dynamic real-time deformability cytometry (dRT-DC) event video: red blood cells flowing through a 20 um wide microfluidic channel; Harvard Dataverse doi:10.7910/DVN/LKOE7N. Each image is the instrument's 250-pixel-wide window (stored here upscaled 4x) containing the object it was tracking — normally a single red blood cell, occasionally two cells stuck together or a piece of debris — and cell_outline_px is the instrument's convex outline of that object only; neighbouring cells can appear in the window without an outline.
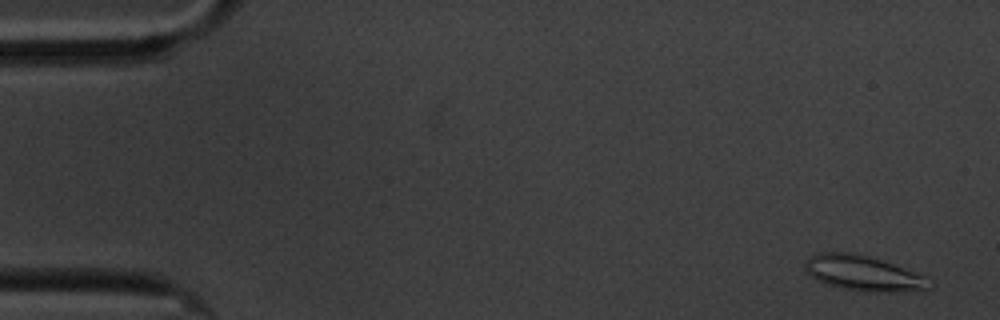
{"species": "common noctule bat (a hibernating species)", "species_latin": "Nyctalus noctula", "temperature_condition": "cold", "stored_images_in_passage": 5, "camera_frame_rate_fps": 3000, "um_per_image_px": 0.085, "animal": {"sex": "male", "body_mass_g": 20.1, "forearm_length_mm": 53.5}, "frame": {"image": 1, "passage_image": 1, "time_ms": 0.0, "image_size_px": [1000, 320], "cell_outline_px": [[936, 284], [928, 288], [900, 292], [872, 292], [840, 288], [816, 280], [804, 272], [804, 264], [812, 256], [820, 252], [856, 252], [892, 264], [924, 276]], "centroid_in_image_um": [73.35, 23.23], "position_along_channel_um": 11.7, "area_um2": 25.43}}
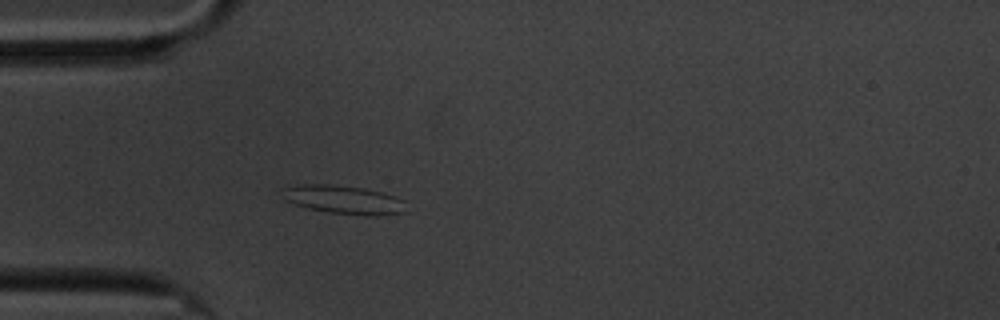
{"frame": {"image": 2, "passage_image": 5, "time_ms": 4.667, "image_size_px": [1000, 320], "cell_outline_px": [[408, 212], [376, 216], [328, 212], [308, 208], [284, 200], [280, 188], [296, 184], [332, 184], [364, 188], [380, 192], [404, 200]], "centroid_in_image_um": [29.19, 16.96], "position_along_channel_um": 55.8, "area_um2": 20.75}}